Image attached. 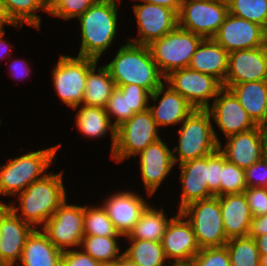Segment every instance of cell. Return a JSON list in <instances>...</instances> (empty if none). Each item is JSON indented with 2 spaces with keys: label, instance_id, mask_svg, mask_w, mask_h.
I'll return each mask as SVG.
<instances>
[{
  "label": "cell",
  "instance_id": "2e32d148",
  "mask_svg": "<svg viewBox=\"0 0 267 266\" xmlns=\"http://www.w3.org/2000/svg\"><path fill=\"white\" fill-rule=\"evenodd\" d=\"M34 228L24 222L8 205L0 203V252L2 266L20 262L28 235Z\"/></svg>",
  "mask_w": 267,
  "mask_h": 266
},
{
  "label": "cell",
  "instance_id": "5bb4252c",
  "mask_svg": "<svg viewBox=\"0 0 267 266\" xmlns=\"http://www.w3.org/2000/svg\"><path fill=\"white\" fill-rule=\"evenodd\" d=\"M213 39L228 53L267 44V31L244 18L228 14Z\"/></svg>",
  "mask_w": 267,
  "mask_h": 266
},
{
  "label": "cell",
  "instance_id": "f546056e",
  "mask_svg": "<svg viewBox=\"0 0 267 266\" xmlns=\"http://www.w3.org/2000/svg\"><path fill=\"white\" fill-rule=\"evenodd\" d=\"M97 62L89 69L86 76V88L82 104L105 108L112 91L116 88L113 79L104 65L95 72Z\"/></svg>",
  "mask_w": 267,
  "mask_h": 266
},
{
  "label": "cell",
  "instance_id": "f5cc1de1",
  "mask_svg": "<svg viewBox=\"0 0 267 266\" xmlns=\"http://www.w3.org/2000/svg\"><path fill=\"white\" fill-rule=\"evenodd\" d=\"M98 266H119L118 260L112 262L99 263Z\"/></svg>",
  "mask_w": 267,
  "mask_h": 266
},
{
  "label": "cell",
  "instance_id": "c3c4849f",
  "mask_svg": "<svg viewBox=\"0 0 267 266\" xmlns=\"http://www.w3.org/2000/svg\"><path fill=\"white\" fill-rule=\"evenodd\" d=\"M5 25L16 26L17 28L19 26L9 15L5 3L0 0V27L4 30Z\"/></svg>",
  "mask_w": 267,
  "mask_h": 266
},
{
  "label": "cell",
  "instance_id": "9a60e30c",
  "mask_svg": "<svg viewBox=\"0 0 267 266\" xmlns=\"http://www.w3.org/2000/svg\"><path fill=\"white\" fill-rule=\"evenodd\" d=\"M267 79V44L258 48L229 52L228 69L223 88L243 82Z\"/></svg>",
  "mask_w": 267,
  "mask_h": 266
},
{
  "label": "cell",
  "instance_id": "680465c9",
  "mask_svg": "<svg viewBox=\"0 0 267 266\" xmlns=\"http://www.w3.org/2000/svg\"><path fill=\"white\" fill-rule=\"evenodd\" d=\"M168 264H169V266H175V263H173V262L171 263V265H170V263H168Z\"/></svg>",
  "mask_w": 267,
  "mask_h": 266
},
{
  "label": "cell",
  "instance_id": "603a6c76",
  "mask_svg": "<svg viewBox=\"0 0 267 266\" xmlns=\"http://www.w3.org/2000/svg\"><path fill=\"white\" fill-rule=\"evenodd\" d=\"M182 195L179 211L188 204L209 199L214 195L209 191L208 155L179 164Z\"/></svg>",
  "mask_w": 267,
  "mask_h": 266
},
{
  "label": "cell",
  "instance_id": "484cf974",
  "mask_svg": "<svg viewBox=\"0 0 267 266\" xmlns=\"http://www.w3.org/2000/svg\"><path fill=\"white\" fill-rule=\"evenodd\" d=\"M229 53L213 38L203 39L193 54L189 68L211 75L224 84Z\"/></svg>",
  "mask_w": 267,
  "mask_h": 266
},
{
  "label": "cell",
  "instance_id": "ab89813d",
  "mask_svg": "<svg viewBox=\"0 0 267 266\" xmlns=\"http://www.w3.org/2000/svg\"><path fill=\"white\" fill-rule=\"evenodd\" d=\"M191 262L194 266H231L226 246L200 248Z\"/></svg>",
  "mask_w": 267,
  "mask_h": 266
},
{
  "label": "cell",
  "instance_id": "52a82bcc",
  "mask_svg": "<svg viewBox=\"0 0 267 266\" xmlns=\"http://www.w3.org/2000/svg\"><path fill=\"white\" fill-rule=\"evenodd\" d=\"M180 212L191 224L200 248L226 245L229 239L225 235L220 201L217 196L192 202Z\"/></svg>",
  "mask_w": 267,
  "mask_h": 266
},
{
  "label": "cell",
  "instance_id": "e575fe53",
  "mask_svg": "<svg viewBox=\"0 0 267 266\" xmlns=\"http://www.w3.org/2000/svg\"><path fill=\"white\" fill-rule=\"evenodd\" d=\"M225 246L231 266H260V254L253 237L230 238Z\"/></svg>",
  "mask_w": 267,
  "mask_h": 266
},
{
  "label": "cell",
  "instance_id": "d590c367",
  "mask_svg": "<svg viewBox=\"0 0 267 266\" xmlns=\"http://www.w3.org/2000/svg\"><path fill=\"white\" fill-rule=\"evenodd\" d=\"M84 235L94 236H122L110 220L103 206H84Z\"/></svg>",
  "mask_w": 267,
  "mask_h": 266
},
{
  "label": "cell",
  "instance_id": "b9f144b4",
  "mask_svg": "<svg viewBox=\"0 0 267 266\" xmlns=\"http://www.w3.org/2000/svg\"><path fill=\"white\" fill-rule=\"evenodd\" d=\"M253 217L267 214V188L249 187L244 191Z\"/></svg>",
  "mask_w": 267,
  "mask_h": 266
},
{
  "label": "cell",
  "instance_id": "e0dca14e",
  "mask_svg": "<svg viewBox=\"0 0 267 266\" xmlns=\"http://www.w3.org/2000/svg\"><path fill=\"white\" fill-rule=\"evenodd\" d=\"M206 110L226 138L257 127L229 89L223 88L213 100L211 108Z\"/></svg>",
  "mask_w": 267,
  "mask_h": 266
},
{
  "label": "cell",
  "instance_id": "db71d44e",
  "mask_svg": "<svg viewBox=\"0 0 267 266\" xmlns=\"http://www.w3.org/2000/svg\"><path fill=\"white\" fill-rule=\"evenodd\" d=\"M264 157L267 159V127H265Z\"/></svg>",
  "mask_w": 267,
  "mask_h": 266
},
{
  "label": "cell",
  "instance_id": "f1b7e54d",
  "mask_svg": "<svg viewBox=\"0 0 267 266\" xmlns=\"http://www.w3.org/2000/svg\"><path fill=\"white\" fill-rule=\"evenodd\" d=\"M75 125L82 134L91 138H101L110 131L112 136L111 153L113 152L116 141V127L113 122L111 123L105 108L82 104L77 111Z\"/></svg>",
  "mask_w": 267,
  "mask_h": 266
},
{
  "label": "cell",
  "instance_id": "11a10c76",
  "mask_svg": "<svg viewBox=\"0 0 267 266\" xmlns=\"http://www.w3.org/2000/svg\"><path fill=\"white\" fill-rule=\"evenodd\" d=\"M260 266H267V254L260 256Z\"/></svg>",
  "mask_w": 267,
  "mask_h": 266
},
{
  "label": "cell",
  "instance_id": "3957f363",
  "mask_svg": "<svg viewBox=\"0 0 267 266\" xmlns=\"http://www.w3.org/2000/svg\"><path fill=\"white\" fill-rule=\"evenodd\" d=\"M116 0H102L90 6L77 19L81 26V48L78 56L99 60L102 53L112 44L116 35Z\"/></svg>",
  "mask_w": 267,
  "mask_h": 266
},
{
  "label": "cell",
  "instance_id": "ffe728a7",
  "mask_svg": "<svg viewBox=\"0 0 267 266\" xmlns=\"http://www.w3.org/2000/svg\"><path fill=\"white\" fill-rule=\"evenodd\" d=\"M140 155V169L147 193L153 195L174 167L172 150L159 139L148 145Z\"/></svg>",
  "mask_w": 267,
  "mask_h": 266
},
{
  "label": "cell",
  "instance_id": "cb8c5ba5",
  "mask_svg": "<svg viewBox=\"0 0 267 266\" xmlns=\"http://www.w3.org/2000/svg\"><path fill=\"white\" fill-rule=\"evenodd\" d=\"M164 88L165 86L162 84L150 94V98L153 101H157L159 96L163 94L158 106L154 105L148 107L158 128L160 126L175 125L177 123L181 124L185 118L195 110L183 96L170 86H168L167 90Z\"/></svg>",
  "mask_w": 267,
  "mask_h": 266
},
{
  "label": "cell",
  "instance_id": "83f0119b",
  "mask_svg": "<svg viewBox=\"0 0 267 266\" xmlns=\"http://www.w3.org/2000/svg\"><path fill=\"white\" fill-rule=\"evenodd\" d=\"M63 251L38 228L28 235L20 260L21 266H61Z\"/></svg>",
  "mask_w": 267,
  "mask_h": 266
},
{
  "label": "cell",
  "instance_id": "1f68e13d",
  "mask_svg": "<svg viewBox=\"0 0 267 266\" xmlns=\"http://www.w3.org/2000/svg\"><path fill=\"white\" fill-rule=\"evenodd\" d=\"M11 18L17 25L26 23L36 29L41 27V18L36 14L38 10L48 12V0H2ZM35 12V13H34Z\"/></svg>",
  "mask_w": 267,
  "mask_h": 266
},
{
  "label": "cell",
  "instance_id": "f907efd6",
  "mask_svg": "<svg viewBox=\"0 0 267 266\" xmlns=\"http://www.w3.org/2000/svg\"><path fill=\"white\" fill-rule=\"evenodd\" d=\"M119 266H140L129 257H127L124 253H121L120 258L118 259Z\"/></svg>",
  "mask_w": 267,
  "mask_h": 266
},
{
  "label": "cell",
  "instance_id": "9f6ffc18",
  "mask_svg": "<svg viewBox=\"0 0 267 266\" xmlns=\"http://www.w3.org/2000/svg\"><path fill=\"white\" fill-rule=\"evenodd\" d=\"M175 266H194L192 262L175 263Z\"/></svg>",
  "mask_w": 267,
  "mask_h": 266
},
{
  "label": "cell",
  "instance_id": "7c38bea8",
  "mask_svg": "<svg viewBox=\"0 0 267 266\" xmlns=\"http://www.w3.org/2000/svg\"><path fill=\"white\" fill-rule=\"evenodd\" d=\"M83 223L84 206L68 205L65 200L41 228L58 249L65 251L80 246L84 236Z\"/></svg>",
  "mask_w": 267,
  "mask_h": 266
},
{
  "label": "cell",
  "instance_id": "8992f818",
  "mask_svg": "<svg viewBox=\"0 0 267 266\" xmlns=\"http://www.w3.org/2000/svg\"><path fill=\"white\" fill-rule=\"evenodd\" d=\"M204 38L179 26L148 45L152 59L166 77L170 72L189 66Z\"/></svg>",
  "mask_w": 267,
  "mask_h": 266
},
{
  "label": "cell",
  "instance_id": "ee69618b",
  "mask_svg": "<svg viewBox=\"0 0 267 266\" xmlns=\"http://www.w3.org/2000/svg\"><path fill=\"white\" fill-rule=\"evenodd\" d=\"M99 262L83 251L67 249L63 251L61 266H98Z\"/></svg>",
  "mask_w": 267,
  "mask_h": 266
},
{
  "label": "cell",
  "instance_id": "6f0895ef",
  "mask_svg": "<svg viewBox=\"0 0 267 266\" xmlns=\"http://www.w3.org/2000/svg\"><path fill=\"white\" fill-rule=\"evenodd\" d=\"M0 266H2V257H1V252H0Z\"/></svg>",
  "mask_w": 267,
  "mask_h": 266
},
{
  "label": "cell",
  "instance_id": "60d3db41",
  "mask_svg": "<svg viewBox=\"0 0 267 266\" xmlns=\"http://www.w3.org/2000/svg\"><path fill=\"white\" fill-rule=\"evenodd\" d=\"M224 165V155L217 149L208 155L209 167V191L214 195L220 196V179L222 175V167Z\"/></svg>",
  "mask_w": 267,
  "mask_h": 266
},
{
  "label": "cell",
  "instance_id": "4316f807",
  "mask_svg": "<svg viewBox=\"0 0 267 266\" xmlns=\"http://www.w3.org/2000/svg\"><path fill=\"white\" fill-rule=\"evenodd\" d=\"M229 90L257 126L267 127L266 80L235 84Z\"/></svg>",
  "mask_w": 267,
  "mask_h": 266
},
{
  "label": "cell",
  "instance_id": "ac0fdd59",
  "mask_svg": "<svg viewBox=\"0 0 267 266\" xmlns=\"http://www.w3.org/2000/svg\"><path fill=\"white\" fill-rule=\"evenodd\" d=\"M183 218L180 211L171 217L162 237V247L170 263L191 262L200 251L191 224Z\"/></svg>",
  "mask_w": 267,
  "mask_h": 266
},
{
  "label": "cell",
  "instance_id": "5b68a950",
  "mask_svg": "<svg viewBox=\"0 0 267 266\" xmlns=\"http://www.w3.org/2000/svg\"><path fill=\"white\" fill-rule=\"evenodd\" d=\"M60 146L33 151L9 159L8 163L0 166V195H16L32 182L43 178L47 174L45 170L56 160L55 155Z\"/></svg>",
  "mask_w": 267,
  "mask_h": 266
},
{
  "label": "cell",
  "instance_id": "74e56055",
  "mask_svg": "<svg viewBox=\"0 0 267 266\" xmlns=\"http://www.w3.org/2000/svg\"><path fill=\"white\" fill-rule=\"evenodd\" d=\"M102 0H48V14L54 17L78 18L90 6L100 3Z\"/></svg>",
  "mask_w": 267,
  "mask_h": 266
},
{
  "label": "cell",
  "instance_id": "d6986e66",
  "mask_svg": "<svg viewBox=\"0 0 267 266\" xmlns=\"http://www.w3.org/2000/svg\"><path fill=\"white\" fill-rule=\"evenodd\" d=\"M228 142L218 150L239 168L246 169L264 156L265 127L257 126L247 132L227 137Z\"/></svg>",
  "mask_w": 267,
  "mask_h": 266
},
{
  "label": "cell",
  "instance_id": "816d5d0a",
  "mask_svg": "<svg viewBox=\"0 0 267 266\" xmlns=\"http://www.w3.org/2000/svg\"><path fill=\"white\" fill-rule=\"evenodd\" d=\"M4 35H5V31H2L0 33V47H1L0 52H1V54L5 55V57H6V56L10 55V53H8L9 42L7 44L5 43L6 41L3 39ZM0 58H2V56H0Z\"/></svg>",
  "mask_w": 267,
  "mask_h": 266
},
{
  "label": "cell",
  "instance_id": "4dcf8cb0",
  "mask_svg": "<svg viewBox=\"0 0 267 266\" xmlns=\"http://www.w3.org/2000/svg\"><path fill=\"white\" fill-rule=\"evenodd\" d=\"M169 221L162 208L158 211L147 206L126 238L161 242Z\"/></svg>",
  "mask_w": 267,
  "mask_h": 266
},
{
  "label": "cell",
  "instance_id": "7dc6e473",
  "mask_svg": "<svg viewBox=\"0 0 267 266\" xmlns=\"http://www.w3.org/2000/svg\"><path fill=\"white\" fill-rule=\"evenodd\" d=\"M138 1L149 2L156 5L167 7L169 9L174 10L177 14L179 13L181 4L183 3V0H138Z\"/></svg>",
  "mask_w": 267,
  "mask_h": 266
},
{
  "label": "cell",
  "instance_id": "d4e9b609",
  "mask_svg": "<svg viewBox=\"0 0 267 266\" xmlns=\"http://www.w3.org/2000/svg\"><path fill=\"white\" fill-rule=\"evenodd\" d=\"M218 198L226 237L248 236L253 216L244 192L225 194Z\"/></svg>",
  "mask_w": 267,
  "mask_h": 266
},
{
  "label": "cell",
  "instance_id": "6da1fadb",
  "mask_svg": "<svg viewBox=\"0 0 267 266\" xmlns=\"http://www.w3.org/2000/svg\"><path fill=\"white\" fill-rule=\"evenodd\" d=\"M115 86L136 84L150 94L163 84L165 76L152 59L147 45H138L127 41L115 58L105 65Z\"/></svg>",
  "mask_w": 267,
  "mask_h": 266
},
{
  "label": "cell",
  "instance_id": "8d00e7d4",
  "mask_svg": "<svg viewBox=\"0 0 267 266\" xmlns=\"http://www.w3.org/2000/svg\"><path fill=\"white\" fill-rule=\"evenodd\" d=\"M229 14L262 26L267 31V0H227Z\"/></svg>",
  "mask_w": 267,
  "mask_h": 266
},
{
  "label": "cell",
  "instance_id": "7bdbcfd3",
  "mask_svg": "<svg viewBox=\"0 0 267 266\" xmlns=\"http://www.w3.org/2000/svg\"><path fill=\"white\" fill-rule=\"evenodd\" d=\"M258 171L259 173H257ZM244 173H245L247 188L249 187L267 188V159L264 156L260 160L252 164L250 167L244 169Z\"/></svg>",
  "mask_w": 267,
  "mask_h": 266
},
{
  "label": "cell",
  "instance_id": "bcb514c9",
  "mask_svg": "<svg viewBox=\"0 0 267 266\" xmlns=\"http://www.w3.org/2000/svg\"><path fill=\"white\" fill-rule=\"evenodd\" d=\"M22 61H23V64H22ZM24 62L25 61L21 59H17L12 62V65L10 66H12L11 69L13 70L12 71L13 77L22 79L26 77V75L30 72V68H27L28 65H26L27 63H25L24 65Z\"/></svg>",
  "mask_w": 267,
  "mask_h": 266
},
{
  "label": "cell",
  "instance_id": "44dd1931",
  "mask_svg": "<svg viewBox=\"0 0 267 266\" xmlns=\"http://www.w3.org/2000/svg\"><path fill=\"white\" fill-rule=\"evenodd\" d=\"M145 202L136 193L123 191L112 194L102 206L113 222L116 231L122 236H128L148 206Z\"/></svg>",
  "mask_w": 267,
  "mask_h": 266
},
{
  "label": "cell",
  "instance_id": "7402d4cb",
  "mask_svg": "<svg viewBox=\"0 0 267 266\" xmlns=\"http://www.w3.org/2000/svg\"><path fill=\"white\" fill-rule=\"evenodd\" d=\"M150 93L136 84L121 85L116 87L109 97L105 111L110 121L115 118L113 125L117 128L135 113L148 109Z\"/></svg>",
  "mask_w": 267,
  "mask_h": 266
},
{
  "label": "cell",
  "instance_id": "277c9868",
  "mask_svg": "<svg viewBox=\"0 0 267 266\" xmlns=\"http://www.w3.org/2000/svg\"><path fill=\"white\" fill-rule=\"evenodd\" d=\"M211 121L207 110L195 109L185 118L178 130L179 145L175 146L172 152L174 164L210 155L218 149L220 140ZM174 152H178L179 156Z\"/></svg>",
  "mask_w": 267,
  "mask_h": 266
},
{
  "label": "cell",
  "instance_id": "8fae6325",
  "mask_svg": "<svg viewBox=\"0 0 267 266\" xmlns=\"http://www.w3.org/2000/svg\"><path fill=\"white\" fill-rule=\"evenodd\" d=\"M165 82L198 110L209 108V99H215L223 89L217 78L189 67L170 72Z\"/></svg>",
  "mask_w": 267,
  "mask_h": 266
},
{
  "label": "cell",
  "instance_id": "9c48e42d",
  "mask_svg": "<svg viewBox=\"0 0 267 266\" xmlns=\"http://www.w3.org/2000/svg\"><path fill=\"white\" fill-rule=\"evenodd\" d=\"M98 60L90 57L60 56L53 68V84L58 97L67 106L77 109L82 105L86 88V76L89 69Z\"/></svg>",
  "mask_w": 267,
  "mask_h": 266
},
{
  "label": "cell",
  "instance_id": "681fc988",
  "mask_svg": "<svg viewBox=\"0 0 267 266\" xmlns=\"http://www.w3.org/2000/svg\"><path fill=\"white\" fill-rule=\"evenodd\" d=\"M253 238L256 242L260 256L266 255L267 254V234L253 237Z\"/></svg>",
  "mask_w": 267,
  "mask_h": 266
},
{
  "label": "cell",
  "instance_id": "4fadbf2b",
  "mask_svg": "<svg viewBox=\"0 0 267 266\" xmlns=\"http://www.w3.org/2000/svg\"><path fill=\"white\" fill-rule=\"evenodd\" d=\"M141 2L143 3L133 6L140 37L128 41L148 46L151 42L162 38L178 26V14L164 6Z\"/></svg>",
  "mask_w": 267,
  "mask_h": 266
},
{
  "label": "cell",
  "instance_id": "836d02e7",
  "mask_svg": "<svg viewBox=\"0 0 267 266\" xmlns=\"http://www.w3.org/2000/svg\"><path fill=\"white\" fill-rule=\"evenodd\" d=\"M117 237L120 236L84 235L80 247L82 246V251L99 263L116 261L121 256V254H118L120 248Z\"/></svg>",
  "mask_w": 267,
  "mask_h": 266
},
{
  "label": "cell",
  "instance_id": "ba28073f",
  "mask_svg": "<svg viewBox=\"0 0 267 266\" xmlns=\"http://www.w3.org/2000/svg\"><path fill=\"white\" fill-rule=\"evenodd\" d=\"M158 127L149 109L135 113L116 128V141L112 159L122 162L131 156H137L148 145L159 140Z\"/></svg>",
  "mask_w": 267,
  "mask_h": 266
},
{
  "label": "cell",
  "instance_id": "d6a6232c",
  "mask_svg": "<svg viewBox=\"0 0 267 266\" xmlns=\"http://www.w3.org/2000/svg\"><path fill=\"white\" fill-rule=\"evenodd\" d=\"M130 247L124 254L140 266H169L161 242L129 240Z\"/></svg>",
  "mask_w": 267,
  "mask_h": 266
},
{
  "label": "cell",
  "instance_id": "7a4b0ae2",
  "mask_svg": "<svg viewBox=\"0 0 267 266\" xmlns=\"http://www.w3.org/2000/svg\"><path fill=\"white\" fill-rule=\"evenodd\" d=\"M62 172L46 174L43 178L32 182L18 194L20 207L13 202L8 205L18 217L30 224L34 229L45 225L58 207L66 200V191L62 181ZM19 210L22 214H19ZM44 223V224H43Z\"/></svg>",
  "mask_w": 267,
  "mask_h": 266
},
{
  "label": "cell",
  "instance_id": "f6af8a7d",
  "mask_svg": "<svg viewBox=\"0 0 267 266\" xmlns=\"http://www.w3.org/2000/svg\"><path fill=\"white\" fill-rule=\"evenodd\" d=\"M267 234V214L253 217L248 236L257 237Z\"/></svg>",
  "mask_w": 267,
  "mask_h": 266
},
{
  "label": "cell",
  "instance_id": "30bf717a",
  "mask_svg": "<svg viewBox=\"0 0 267 266\" xmlns=\"http://www.w3.org/2000/svg\"><path fill=\"white\" fill-rule=\"evenodd\" d=\"M228 14L227 0H183L178 26L204 39L213 38Z\"/></svg>",
  "mask_w": 267,
  "mask_h": 266
},
{
  "label": "cell",
  "instance_id": "f35d334b",
  "mask_svg": "<svg viewBox=\"0 0 267 266\" xmlns=\"http://www.w3.org/2000/svg\"><path fill=\"white\" fill-rule=\"evenodd\" d=\"M247 188L244 169L239 168L224 157L220 179V196L225 194L243 193Z\"/></svg>",
  "mask_w": 267,
  "mask_h": 266
}]
</instances>
